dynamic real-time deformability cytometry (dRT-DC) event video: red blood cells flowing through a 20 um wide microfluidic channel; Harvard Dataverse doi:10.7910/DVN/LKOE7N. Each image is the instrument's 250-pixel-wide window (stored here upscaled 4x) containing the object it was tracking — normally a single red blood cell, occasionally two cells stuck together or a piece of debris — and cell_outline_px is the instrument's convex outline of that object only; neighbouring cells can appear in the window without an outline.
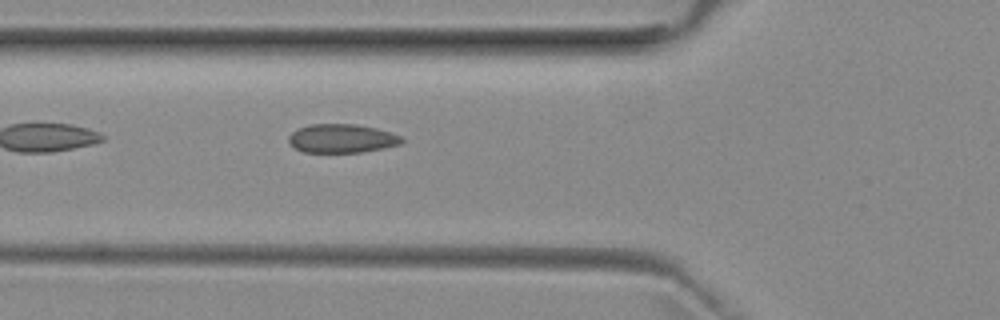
{"species": "common noctule bat (a hibernating species)", "species_latin": "Nyctalus noctula", "temperature_condition": "room temperature", "stored_images_in_passage": 30, "camera_frame_rate_fps": 3000, "um_per_image_px": 0.085, "animal": {"sex": "female", "body_mass_g": 29.2, "forearm_length_mm": 56.3}, "frame": {"image": 1, "passage_image": 3, "time_ms": 0.667, "image_size_px": [1000, 320], "cell_outline_px": [[404, 140], [400, 144], [360, 152], [304, 152], [296, 148], [288, 140], [288, 136], [296, 128], [312, 124], [356, 124], [376, 128], [400, 136]], "centroid_in_image_um": [29.01, 11.76], "position_along_channel_um": 96.8, "area_um2": 18.67}}
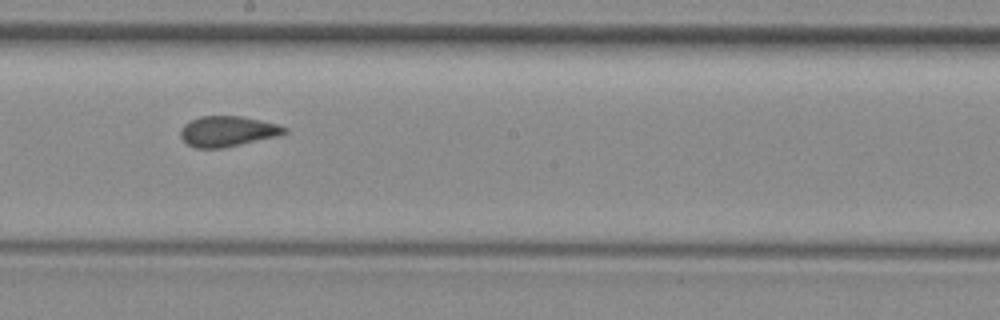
{"frame": {"image": 2, "passage_image": 13, "time_ms": 4.0, "image_size_px": [1000, 320], "cell_outline_px": [[288, 132], [280, 136], [220, 148], [196, 148], [188, 144], [180, 136], [180, 128], [184, 124], [200, 116], [240, 116], [260, 120], [276, 124], [288, 128]], "centroid_in_image_um": [19.35, 11.16], "position_along_channel_um": 228.8, "area_um2": 18.38}}
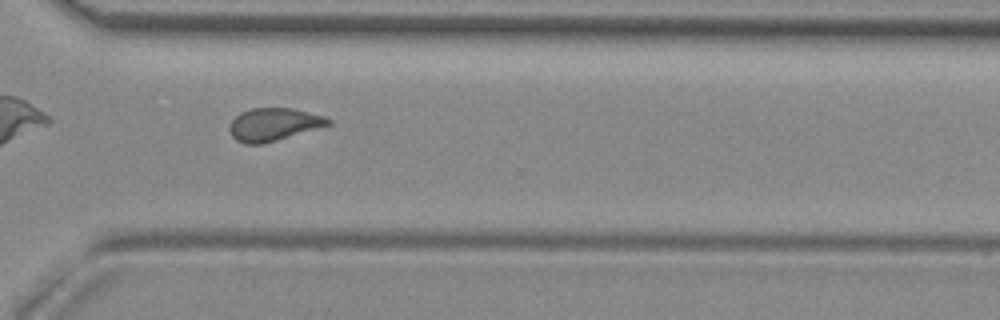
{"frame": {"image": 3, "passage_image": 22, "time_ms": 7.0, "image_size_px": [1000, 320], "cell_outline_px": [[332, 124], [276, 140], [260, 144], [244, 144], [236, 140], [232, 136], [228, 128], [232, 120], [240, 112], [252, 108], [292, 108], [324, 116], [332, 120]], "centroid_in_image_um": [23.24, 10.57], "position_along_channel_um": 347.4, "area_um2": 18.73}}